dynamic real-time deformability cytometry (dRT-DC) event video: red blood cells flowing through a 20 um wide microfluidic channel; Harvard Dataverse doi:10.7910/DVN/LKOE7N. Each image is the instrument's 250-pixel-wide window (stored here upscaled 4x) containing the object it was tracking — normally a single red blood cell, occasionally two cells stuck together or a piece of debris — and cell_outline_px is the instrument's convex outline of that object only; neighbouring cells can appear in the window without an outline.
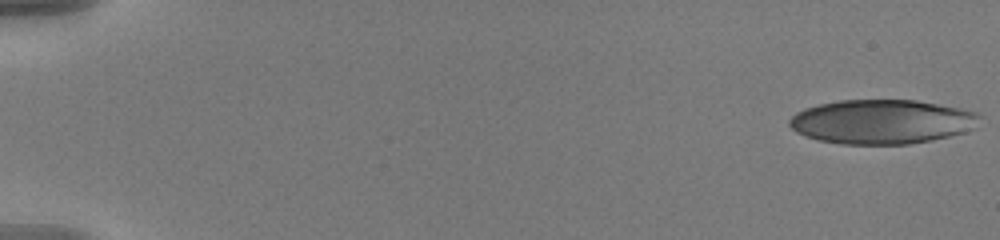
{"species": "human", "species_latin": "Homo sapiens", "temperature_condition": "warm", "stored_images_in_passage": 57, "camera_frame_rate_fps": 3000, "um_per_image_px": 0.085, "donor": {"sex": "male"}, "frame": {"image": 1, "passage_image": 1, "time_ms": 0.0, "image_size_px": [1000, 240], "cell_outline_px": [[980, 116], [964, 132], [932, 140], [908, 144], [840, 144], [820, 140], [796, 132], [788, 124], [788, 120], [796, 112], [804, 108], [820, 104], [840, 100], [916, 100], [976, 112]], "centroid_in_image_um": [74.86, 10.34], "position_along_channel_um": 10.1, "area_um2": 48.44}}
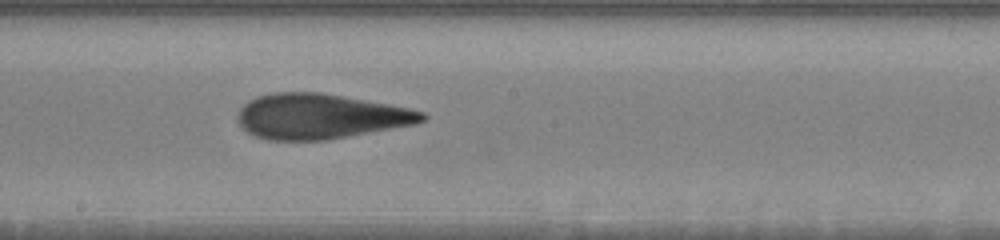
{"frame": {"image": 2, "passage_image": 33, "time_ms": 10.667, "image_size_px": [1000, 240], "cell_outline_px": [[428, 120], [416, 124], [324, 140], [268, 140], [256, 136], [248, 132], [236, 120], [236, 116], [240, 108], [248, 100], [256, 96], [276, 92], [320, 92], [388, 104], [408, 108], [424, 112], [428, 116]], "centroid_in_image_um": [27.2, 9.88], "position_along_channel_um": 221.0, "area_um2": 48.38}}
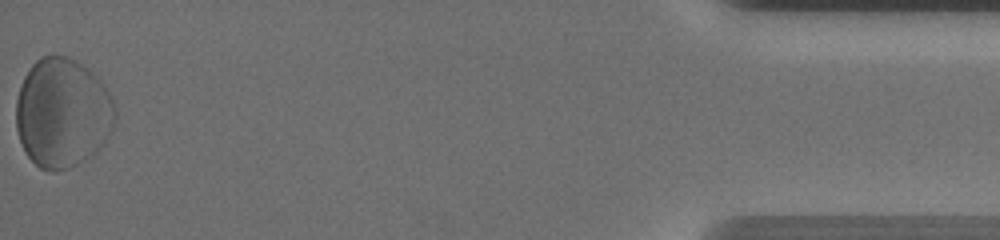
{"frame": {"image": 3, "passage_image": 57, "time_ms": 18.667, "image_size_px": [1000, 240], "cell_outline_px": [[116, 116], [112, 128], [104, 144], [92, 156], [68, 168], [56, 172], [48, 172], [40, 168], [24, 152], [16, 128], [16, 100], [24, 76], [32, 64], [40, 56], [68, 56], [76, 60], [88, 68], [100, 80], [108, 92], [116, 108]], "centroid_in_image_um": [5.31, 9.61], "position_along_channel_um": 429.9, "area_um2": 63.58}, "authors_computed_cell_mechanics": {"area_um2": 48.841, "velocity_mm_per_s": 3.5932, "shape_relaxation_time_tau1_ms": 3.7851, "shape_relaxation_time_tau2_ms": 3.1556, "deformation_change_tau1": 0.1228, "deformation_change_tau2": 0.1405}}